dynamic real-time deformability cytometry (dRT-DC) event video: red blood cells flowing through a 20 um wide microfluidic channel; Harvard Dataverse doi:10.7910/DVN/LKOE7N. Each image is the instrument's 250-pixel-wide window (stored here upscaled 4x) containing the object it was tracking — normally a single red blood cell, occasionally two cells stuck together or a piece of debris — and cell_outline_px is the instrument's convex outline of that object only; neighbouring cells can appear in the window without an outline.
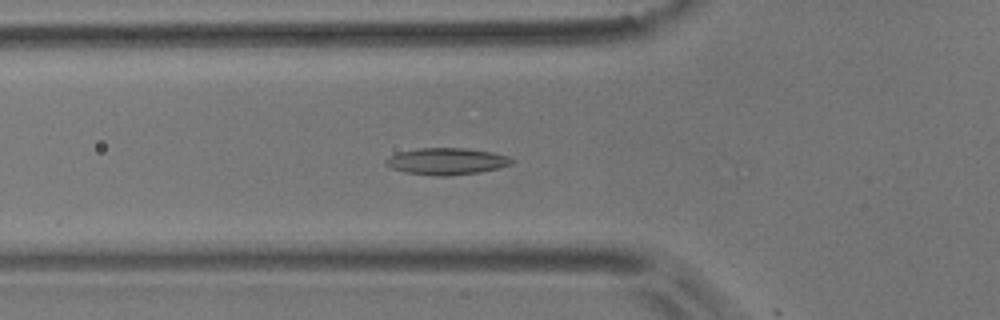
{"species": "common noctule bat (a hibernating species)", "species_latin": "Nyctalus noctula", "temperature_condition": "room temperature", "stored_images_in_passage": 36, "camera_frame_rate_fps": 3000, "um_per_image_px": 0.085, "animal": {"sex": "male", "body_mass_g": 17.9}, "frame": {"image": 1, "passage_image": 11, "time_ms": 3.333, "image_size_px": [1000, 320], "cell_outline_px": [[516, 160], [512, 164], [480, 172], [448, 176], [436, 176], [404, 172], [392, 168], [384, 164], [384, 160], [388, 156], [400, 152], [416, 148], [468, 148], [492, 152], [508, 156]], "centroid_in_image_um": [37.95, 13.71], "position_along_channel_um": 87.9, "area_um2": 19.77}}
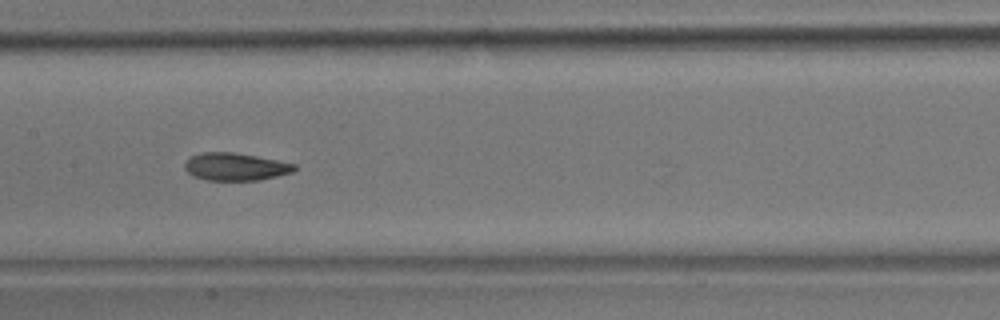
{"frame": {"image": 2, "passage_image": 19, "time_ms": 6.0, "image_size_px": [1000, 320], "cell_outline_px": [[296, 168], [292, 172], [260, 180], [208, 180], [192, 176], [184, 168], [184, 164], [192, 156], [204, 152], [232, 152], [256, 156], [296, 164]], "centroid_in_image_um": [20.0, 14.17], "position_along_channel_um": 187.4, "area_um2": 17.46}}
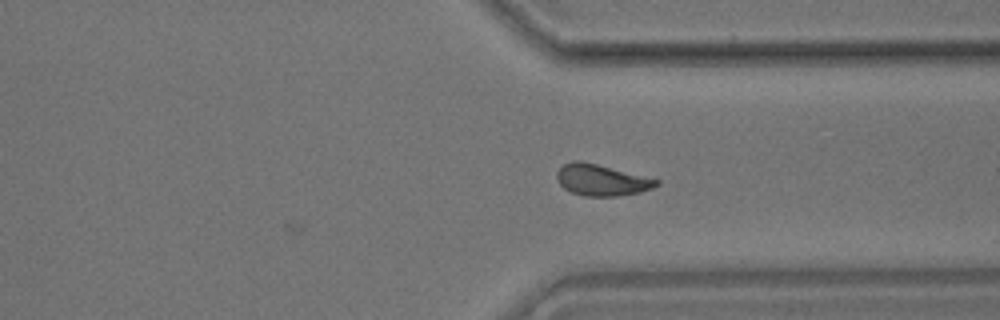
{"frame": {"image": 3, "passage_image": 33, "time_ms": 10.667, "image_size_px": [1000, 320], "cell_outline_px": [[660, 184], [652, 188], [640, 192], [616, 196], [584, 196], [572, 192], [564, 188], [560, 184], [556, 176], [556, 172], [564, 164], [572, 160], [580, 160], [660, 180]], "centroid_in_image_um": [51.12, 15.3], "position_along_channel_um": 360.3, "area_um2": 17.98}, "authors_computed_cell_mechanics": {"area_um2": 18.1203, "velocity_mm_per_s": 3.7116, "shape_relaxation_time_tau1_ms": 7.1648, "shape_relaxation_time_tau2_ms": 3.6089, "deformation_change_tau1": 0.1486, "deformation_change_tau2": 0.1025}}